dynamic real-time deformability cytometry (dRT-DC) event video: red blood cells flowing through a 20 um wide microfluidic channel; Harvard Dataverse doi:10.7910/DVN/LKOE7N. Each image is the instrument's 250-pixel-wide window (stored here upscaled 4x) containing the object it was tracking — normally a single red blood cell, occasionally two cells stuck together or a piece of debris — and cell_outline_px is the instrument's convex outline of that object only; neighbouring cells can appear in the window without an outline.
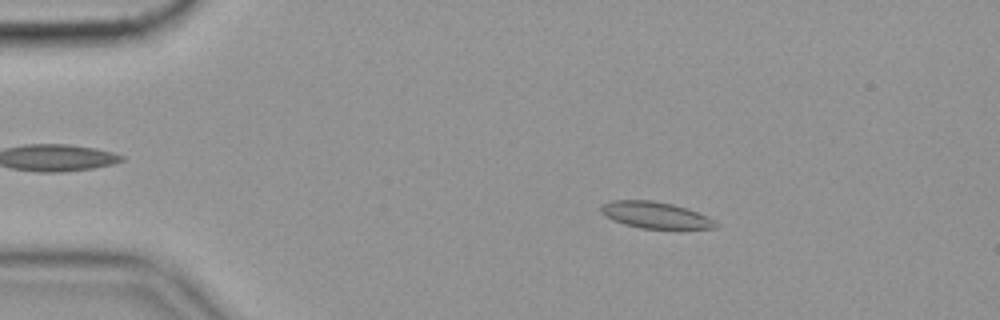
{"species": "common noctule bat (a hibernating species)", "species_latin": "Nyctalus noctula", "temperature_condition": "cold", "stored_images_in_passage": 48, "camera_frame_rate_fps": 3000, "um_per_image_px": 0.085, "animal": {"sex": "female", "body_mass_g": 19.9}, "frame": {"image": 1, "passage_image": 1, "time_ms": 0.0, "image_size_px": [1000, 320], "cell_outline_px": [[716, 228], [640, 228], [624, 224], [612, 220], [604, 216], [600, 212], [600, 208], [604, 204], [612, 200], [652, 200], [672, 204], [688, 208], [708, 216], [716, 224]], "centroid_in_image_um": [55.66, 18.27], "position_along_channel_um": 29.3, "area_um2": 17.57}}
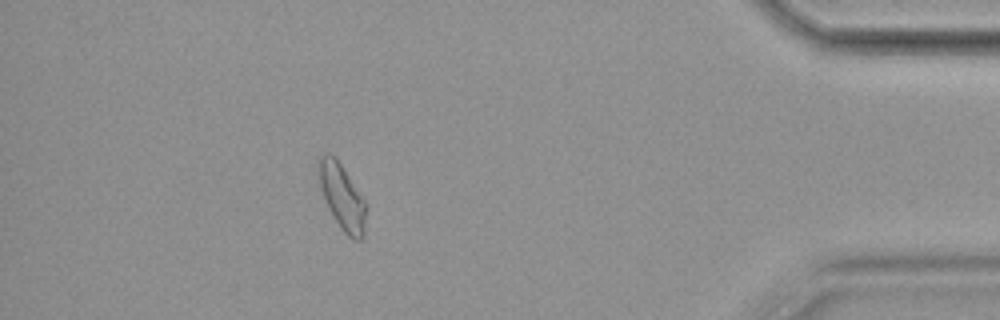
{"frame": {"image": 2, "passage_image": 42, "time_ms": 13.667, "image_size_px": [1000, 320], "cell_outline_px": [[368, 208], [364, 236], [360, 240], [352, 240], [340, 228], [332, 216], [328, 208], [320, 184], [316, 164], [320, 156], [328, 152], [332, 152], [336, 156], [368, 204]], "centroid_in_image_um": [29.11, 16.72], "position_along_channel_um": 406.1, "area_um2": 18.79}, "authors_computed_cell_mechanics": {"area_um2": 17.3978, "velocity_mm_per_s": 3.5265, "shape_relaxation_time_tau1_ms": null, "shape_relaxation_time_tau2_ms": 3.8351, "deformation_change_tau1": null, "deformation_change_tau2": 0.088}}